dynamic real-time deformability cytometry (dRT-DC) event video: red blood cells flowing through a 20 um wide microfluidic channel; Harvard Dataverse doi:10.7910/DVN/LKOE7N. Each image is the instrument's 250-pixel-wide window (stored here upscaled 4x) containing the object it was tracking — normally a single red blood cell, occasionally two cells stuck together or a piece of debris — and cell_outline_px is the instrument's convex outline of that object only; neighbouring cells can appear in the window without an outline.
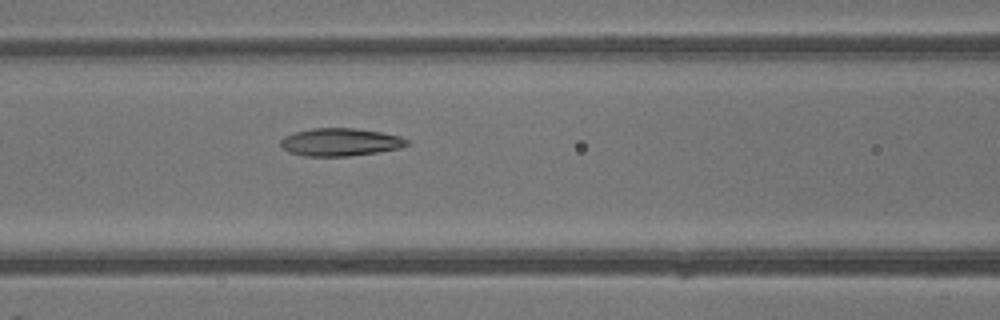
{"species": "common noctule bat (a hibernating species)", "species_latin": "Nyctalus noctula", "temperature_condition": "warm", "stored_images_in_passage": 3, "camera_frame_rate_fps": 3000, "um_per_image_px": 0.085, "animal": {"sex": "male", "body_mass_g": 13.3}, "frame": {"image": 1, "passage_image": 3, "time_ms": 2.333, "image_size_px": [1000, 320], "cell_outline_px": [[408, 144], [400, 148], [376, 152], [348, 156], [304, 156], [288, 152], [280, 144], [280, 140], [284, 136], [296, 132], [312, 128], [352, 128], [380, 132], [400, 136], [408, 140]], "centroid_in_image_um": [28.9, 12.08], "position_along_channel_um": 137.7, "area_um2": 20.29}}